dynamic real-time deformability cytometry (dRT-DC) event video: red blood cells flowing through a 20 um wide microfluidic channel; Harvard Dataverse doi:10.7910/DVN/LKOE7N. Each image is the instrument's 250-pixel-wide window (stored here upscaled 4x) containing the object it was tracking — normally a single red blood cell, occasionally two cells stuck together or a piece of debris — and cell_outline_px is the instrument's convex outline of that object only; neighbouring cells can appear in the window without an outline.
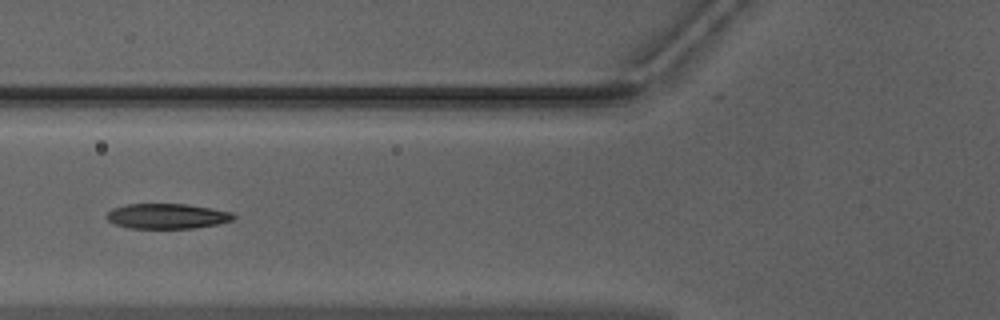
{"species": "Egyptian fruit bat (a non-hibernating species)", "species_latin": "Rousettus aegyptiacus", "temperature_condition": "warm", "stored_images_in_passage": 42, "camera_frame_rate_fps": 3000, "um_per_image_px": 0.085, "animal": {"sex": "male"}, "frame": {"image": 1, "passage_image": 10, "time_ms": 3.0, "image_size_px": [1000, 320], "cell_outline_px": [[236, 216], [232, 220], [216, 224], [196, 228], [128, 228], [116, 224], [108, 220], [104, 216], [112, 208], [128, 204], [188, 204], [212, 208], [232, 212]], "centroid_in_image_um": [14.2, 18.37], "position_along_channel_um": 111.6, "area_um2": 18.61}}
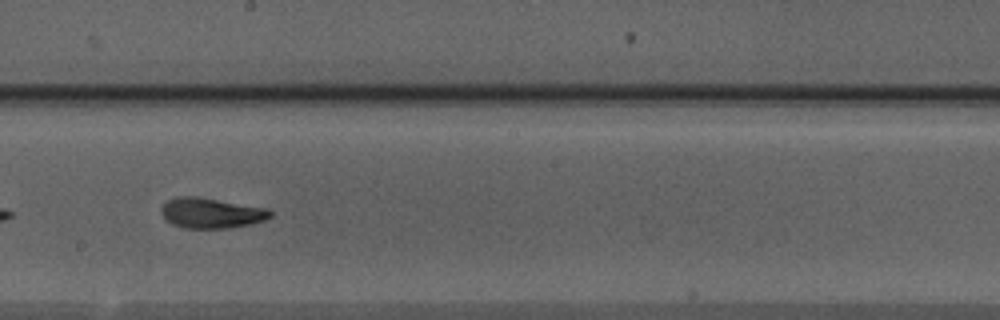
{"frame": {"image": 2, "passage_image": 19, "time_ms": 6.0, "image_size_px": [1000, 320], "cell_outline_px": [[272, 216], [264, 220], [252, 224], [228, 228], [184, 228], [172, 224], [160, 212], [160, 208], [168, 200], [180, 196], [196, 196], [268, 208], [272, 212]], "centroid_in_image_um": [17.97, 18.11], "position_along_channel_um": 230.2, "area_um2": 19.25}}
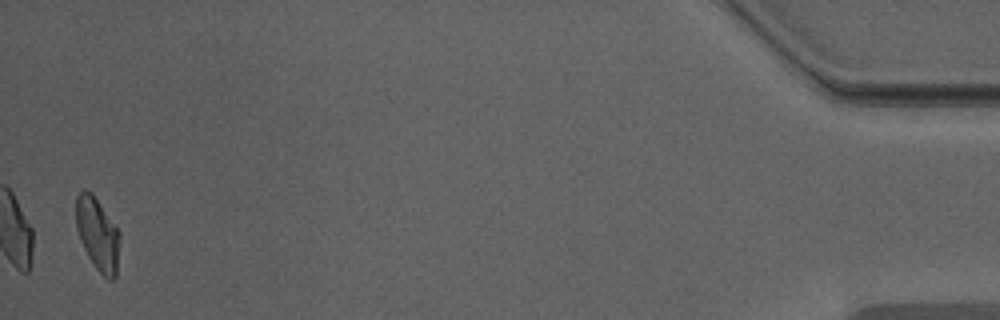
{"frame": {"image": 3, "passage_image": 41, "time_ms": 13.333, "image_size_px": [1000, 320], "cell_outline_px": [[120, 240], [116, 276], [112, 280], [108, 280], [92, 264], [80, 240], [76, 228], [76, 196], [84, 188], [92, 192], [120, 232]], "centroid_in_image_um": [8.29, 19.89], "position_along_channel_um": 426.9, "area_um2": 18.67}, "authors_computed_cell_mechanics": {"area_um2": 19.1029, "velocity_mm_per_s": 3.9527, "shape_relaxation_time_tau1_ms": 4.1795, "shape_relaxation_time_tau2_ms": 2.0179, "deformation_change_tau1": 0.1637, "deformation_change_tau2": 0.0813}}